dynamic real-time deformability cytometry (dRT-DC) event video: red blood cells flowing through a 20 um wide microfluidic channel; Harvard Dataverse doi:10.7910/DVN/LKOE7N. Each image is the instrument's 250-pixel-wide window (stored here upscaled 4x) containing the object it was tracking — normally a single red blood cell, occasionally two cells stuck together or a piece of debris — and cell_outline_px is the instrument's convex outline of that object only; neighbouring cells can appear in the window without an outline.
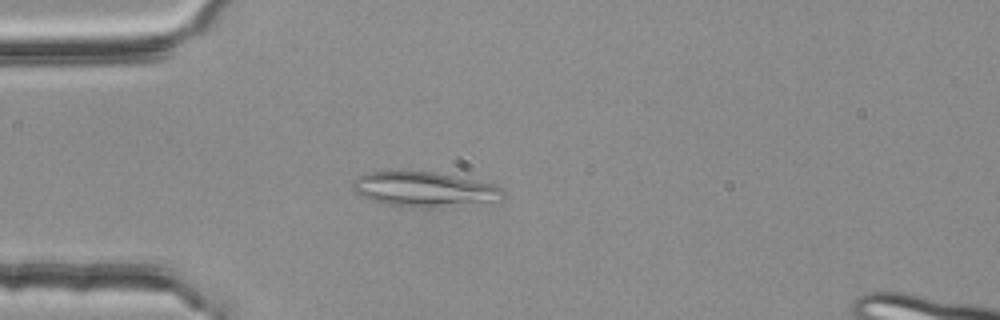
{"species": "common noctule bat (a hibernating species)", "species_latin": "Nyctalus noctula", "temperature_condition": "room temperature", "stored_images_in_passage": 4, "camera_frame_rate_fps": 3000, "um_per_image_px": 0.085, "animal": {"sex": "female", "body_mass_g": 25.1}, "frame": {"image": 1, "passage_image": 3, "time_ms": 0.667, "image_size_px": [1000, 320], "cell_outline_px": [[504, 196], [488, 200], [440, 208], [420, 208], [384, 204], [372, 200], [356, 192], [352, 188], [352, 180], [368, 172], [436, 172], [492, 184], [500, 188], [504, 192]], "centroid_in_image_um": [35.98, 16.1], "position_along_channel_um": 49.0, "area_um2": 29.82}}